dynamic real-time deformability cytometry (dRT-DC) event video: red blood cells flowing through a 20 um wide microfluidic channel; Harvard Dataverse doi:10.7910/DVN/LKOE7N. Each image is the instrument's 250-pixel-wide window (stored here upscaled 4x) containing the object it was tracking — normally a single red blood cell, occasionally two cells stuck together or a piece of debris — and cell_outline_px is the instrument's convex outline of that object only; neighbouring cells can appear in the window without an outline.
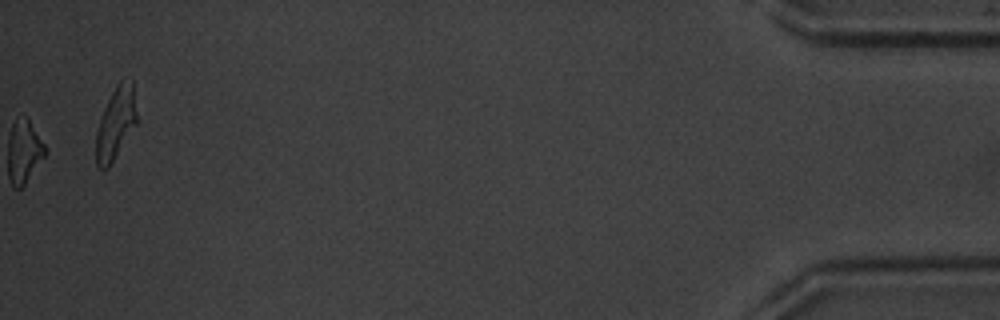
{"species": "common noctule bat (a hibernating species)", "species_latin": "Nyctalus noctula", "temperature_condition": "warm", "stored_images_in_passage": 35, "camera_frame_rate_fps": 3000, "um_per_image_px": 0.085, "animal": {"sex": "male", "body_mass_g": 20.1, "forearm_length_mm": 53.5}, "frame": {"image": 1, "passage_image": 35, "time_ms": 11.333, "image_size_px": [1000, 320], "cell_outline_px": [[136, 124], [108, 168], [100, 168], [96, 164], [96, 132], [104, 108], [116, 84], [120, 80], [132, 76], [136, 112]], "centroid_in_image_um": [9.84, 10.42], "position_along_channel_um": 425.4, "area_um2": 16.94}, "authors_computed_cell_mechanics": {"area_um2": 15.5482, "velocity_mm_per_s": 4.0404, "shape_relaxation_time_tau1_ms": 3.6213, "shape_relaxation_time_tau2_ms": null, "deformation_change_tau1": 0.1342, "deformation_change_tau2": null}}